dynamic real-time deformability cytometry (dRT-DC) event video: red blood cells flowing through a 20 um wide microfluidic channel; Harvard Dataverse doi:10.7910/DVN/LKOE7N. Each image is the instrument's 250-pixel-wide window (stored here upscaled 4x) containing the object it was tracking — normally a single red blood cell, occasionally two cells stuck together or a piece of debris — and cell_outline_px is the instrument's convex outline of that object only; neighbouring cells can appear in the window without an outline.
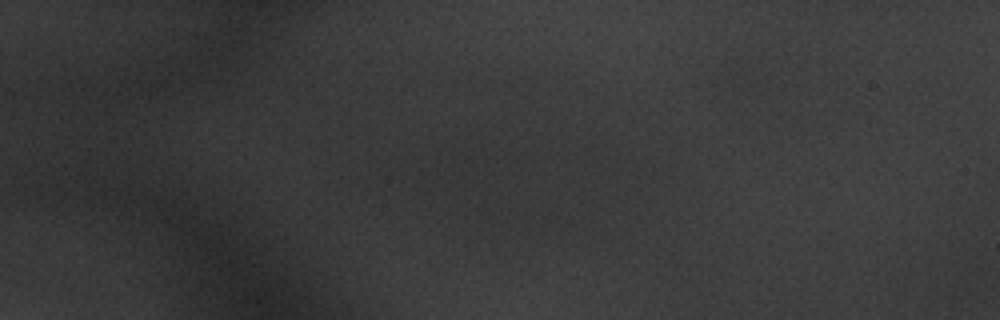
{"species": "common noctule bat (a hibernating species)", "species_latin": "Nyctalus noctula", "temperature_condition": "warm", "stored_images_in_passage": 4, "camera_frame_rate_fps": 3000, "um_per_image_px": 0.085, "animal": {"sex": "male", "body_mass_g": 20.1, "forearm_length_mm": 53.5}, "frame": {"image": 1, "passage_image": 1, "time_ms": 0.0, "image_size_px": [1000, 320], "cell_outline_px": [[580, 228], [516, 232], [480, 216], [476, 208], [544, 204], [580, 220]], "centroid_in_image_um": [45.0, 18.52], "position_along_channel_um": 40.0, "area_um2": 14.39}}